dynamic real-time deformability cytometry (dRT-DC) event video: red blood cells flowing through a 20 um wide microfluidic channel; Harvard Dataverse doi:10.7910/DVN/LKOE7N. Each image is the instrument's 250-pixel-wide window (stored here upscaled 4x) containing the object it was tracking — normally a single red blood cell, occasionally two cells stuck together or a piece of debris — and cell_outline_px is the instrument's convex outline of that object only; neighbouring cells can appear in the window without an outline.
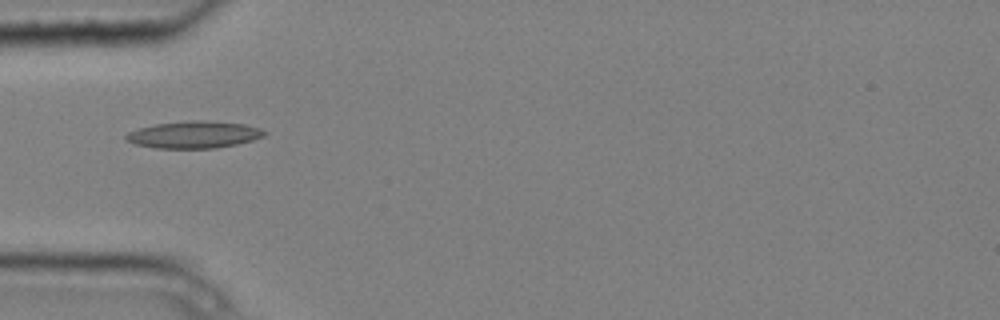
{"species": "common noctule bat (a hibernating species)", "species_latin": "Nyctalus noctula", "temperature_condition": "cold", "stored_images_in_passage": 5, "camera_frame_rate_fps": 3000, "um_per_image_px": 0.085, "animal": {"sex": "male", "body_mass_g": 20.4}, "frame": {"image": 1, "passage_image": 3, "time_ms": 0.667, "image_size_px": [1000, 320], "cell_outline_px": [[268, 132], [264, 136], [252, 140], [236, 144], [216, 148], [156, 148], [136, 144], [124, 140], [124, 136], [128, 132], [140, 128], [156, 124], [188, 120], [204, 120], [244, 124], [260, 128]], "centroid_in_image_um": [16.48, 11.44], "position_along_channel_um": 68.5, "area_um2": 21.79}}
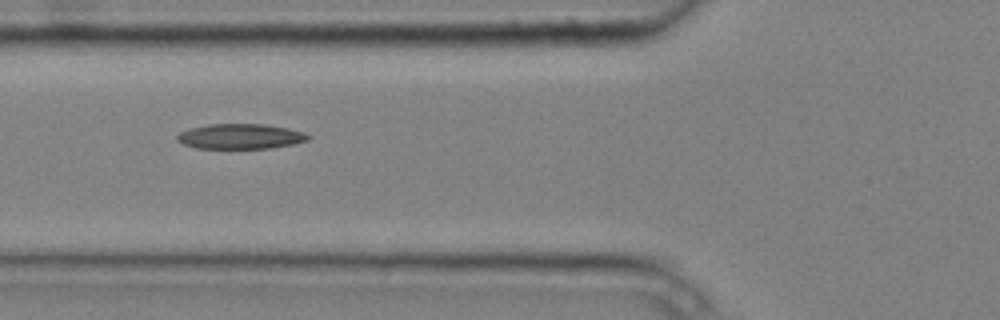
{"frame": {"image": 2, "passage_image": 4, "time_ms": 1.0, "image_size_px": [1000, 320], "cell_outline_px": [[312, 136], [308, 140], [292, 144], [272, 148], [196, 148], [184, 144], [176, 140], [176, 136], [180, 132], [192, 128], [212, 124], [264, 124], [288, 128], [304, 132]], "centroid_in_image_um": [20.46, 11.59], "position_along_channel_um": 105.3, "area_um2": 19.07}}
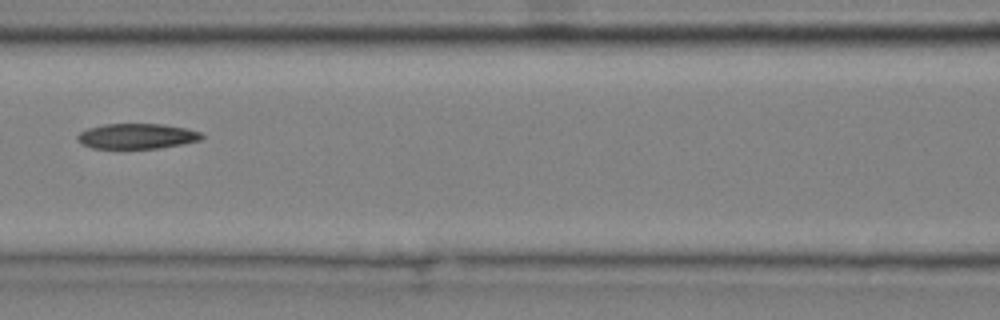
{"frame": {"image": 3, "passage_image": 5, "time_ms": 1.333, "image_size_px": [1000, 320], "cell_outline_px": [[204, 136], [200, 140], [184, 144], [160, 148], [92, 148], [76, 140], [76, 136], [80, 132], [88, 128], [104, 124], [164, 124], [184, 128], [200, 132]], "centroid_in_image_um": [11.63, 11.57], "position_along_channel_um": 155.0, "area_um2": 18.26}}